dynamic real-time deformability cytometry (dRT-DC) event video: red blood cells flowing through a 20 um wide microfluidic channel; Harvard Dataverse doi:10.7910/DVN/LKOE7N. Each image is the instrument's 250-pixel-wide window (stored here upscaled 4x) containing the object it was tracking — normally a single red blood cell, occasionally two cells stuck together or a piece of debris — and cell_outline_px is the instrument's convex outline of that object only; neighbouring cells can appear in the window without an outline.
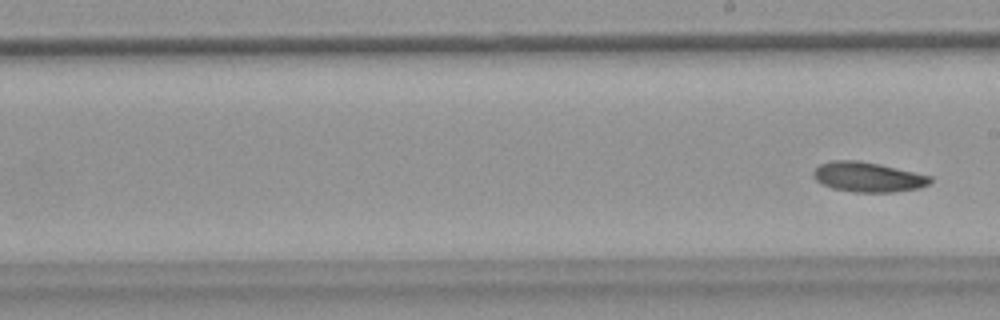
{"species": "common noctule bat (a hibernating species)", "species_latin": "Nyctalus noctula", "temperature_condition": "warm", "stored_images_in_passage": 10, "segment_of_instrument_passage": [2, 2], "camera_frame_rate_fps": 3000, "um_per_image_px": 0.085, "animal": {"sex": "female", "body_mass_g": 18.4}, "frame": {"image": 1, "passage_image": 10, "time_ms": 3.0, "image_size_px": [1000, 320], "cell_outline_px": [[932, 180], [928, 184], [920, 188], [896, 192], [852, 192], [832, 188], [816, 180], [812, 176], [812, 172], [820, 164], [832, 160], [856, 160], [880, 164], [932, 176]], "centroid_in_image_um": [73.77, 15.05], "position_along_channel_um": 215.2, "area_um2": 20.4}}